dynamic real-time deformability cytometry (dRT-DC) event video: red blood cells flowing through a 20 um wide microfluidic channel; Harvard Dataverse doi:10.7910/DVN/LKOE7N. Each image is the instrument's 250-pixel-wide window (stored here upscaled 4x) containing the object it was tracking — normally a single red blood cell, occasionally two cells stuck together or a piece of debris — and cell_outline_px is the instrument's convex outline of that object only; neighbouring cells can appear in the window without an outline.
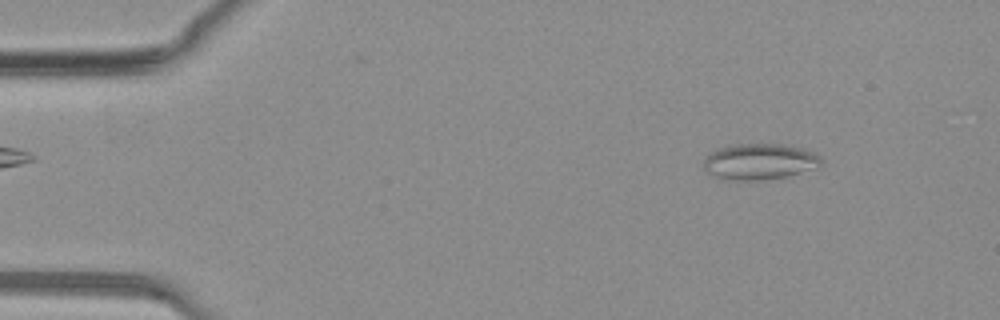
{"species": "common noctule bat (a hibernating species)", "species_latin": "Nyctalus noctula", "temperature_condition": "warm", "stored_images_in_passage": 41, "camera_frame_rate_fps": 3000, "um_per_image_px": 0.085, "animal": {"sex": "female", "body_mass_g": 19.3, "forearm_length_mm": 54.1}, "frame": {"image": 1, "passage_image": 5, "time_ms": 1.333, "image_size_px": [1000, 320], "cell_outline_px": [[824, 164], [820, 168], [784, 176], [760, 180], [728, 180], [716, 176], [708, 172], [704, 168], [704, 160], [716, 148], [736, 144], [780, 144], [800, 148], [812, 152], [820, 156], [824, 160]], "centroid_in_image_um": [64.61, 13.73], "position_along_channel_um": 20.4, "area_um2": 24.62}}
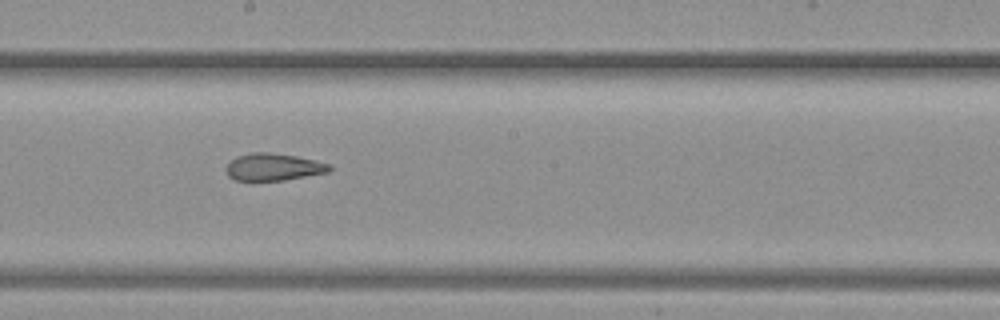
{"frame": {"image": 2, "passage_image": 24, "time_ms": 7.667, "image_size_px": [1000, 320], "cell_outline_px": [[332, 168], [328, 172], [284, 180], [232, 180], [228, 176], [224, 168], [236, 156], [252, 152], [268, 152], [296, 156], [316, 160], [332, 164]], "centroid_in_image_um": [23.24, 14.19], "position_along_channel_um": 225.0, "area_um2": 16.47}}
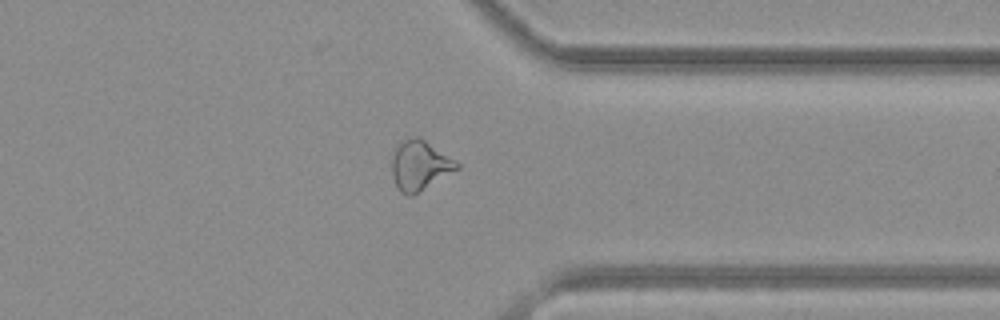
{"frame": {"image": 3, "passage_image": 34, "time_ms": 11.0, "image_size_px": [1000, 320], "cell_outline_px": [[460, 168], [412, 196], [408, 196], [400, 192], [396, 188], [392, 176], [392, 156], [396, 144], [412, 136], [416, 136], [424, 140], [456, 160], [460, 164]], "centroid_in_image_um": [35.66, 14.07], "position_along_channel_um": 375.7, "area_um2": 18.96}}